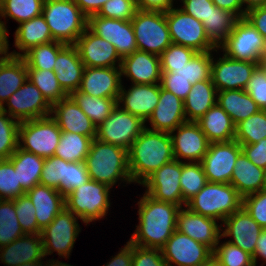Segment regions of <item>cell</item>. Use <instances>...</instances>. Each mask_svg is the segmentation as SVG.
<instances>
[{
  "label": "cell",
  "instance_id": "4dcf8cb0",
  "mask_svg": "<svg viewBox=\"0 0 266 266\" xmlns=\"http://www.w3.org/2000/svg\"><path fill=\"white\" fill-rule=\"evenodd\" d=\"M230 184L244 197L266 187L265 170L257 167L243 152L235 162Z\"/></svg>",
  "mask_w": 266,
  "mask_h": 266
},
{
  "label": "cell",
  "instance_id": "8992f818",
  "mask_svg": "<svg viewBox=\"0 0 266 266\" xmlns=\"http://www.w3.org/2000/svg\"><path fill=\"white\" fill-rule=\"evenodd\" d=\"M110 189L106 184L89 179L65 196V208L87 226L107 215L111 206Z\"/></svg>",
  "mask_w": 266,
  "mask_h": 266
},
{
  "label": "cell",
  "instance_id": "ee69618b",
  "mask_svg": "<svg viewBox=\"0 0 266 266\" xmlns=\"http://www.w3.org/2000/svg\"><path fill=\"white\" fill-rule=\"evenodd\" d=\"M266 138V110H260L235 125V140L240 145H251Z\"/></svg>",
  "mask_w": 266,
  "mask_h": 266
},
{
  "label": "cell",
  "instance_id": "4fadbf2b",
  "mask_svg": "<svg viewBox=\"0 0 266 266\" xmlns=\"http://www.w3.org/2000/svg\"><path fill=\"white\" fill-rule=\"evenodd\" d=\"M7 104V105H6ZM5 105L8 107L5 108ZM0 109L19 122L51 115V105L41 91L27 78Z\"/></svg>",
  "mask_w": 266,
  "mask_h": 266
},
{
  "label": "cell",
  "instance_id": "f1b7e54d",
  "mask_svg": "<svg viewBox=\"0 0 266 266\" xmlns=\"http://www.w3.org/2000/svg\"><path fill=\"white\" fill-rule=\"evenodd\" d=\"M35 207L38 226L43 229L65 208V196L57 189L42 184L25 192Z\"/></svg>",
  "mask_w": 266,
  "mask_h": 266
},
{
  "label": "cell",
  "instance_id": "2644e50d",
  "mask_svg": "<svg viewBox=\"0 0 266 266\" xmlns=\"http://www.w3.org/2000/svg\"><path fill=\"white\" fill-rule=\"evenodd\" d=\"M261 258L266 263V229H263L256 242L255 252L252 255L254 266L257 264V258ZM263 266V264L261 265Z\"/></svg>",
  "mask_w": 266,
  "mask_h": 266
},
{
  "label": "cell",
  "instance_id": "6125c7cd",
  "mask_svg": "<svg viewBox=\"0 0 266 266\" xmlns=\"http://www.w3.org/2000/svg\"><path fill=\"white\" fill-rule=\"evenodd\" d=\"M185 13L193 16L202 23L208 18L214 3L212 0H181Z\"/></svg>",
  "mask_w": 266,
  "mask_h": 266
},
{
  "label": "cell",
  "instance_id": "9f6ffc18",
  "mask_svg": "<svg viewBox=\"0 0 266 266\" xmlns=\"http://www.w3.org/2000/svg\"><path fill=\"white\" fill-rule=\"evenodd\" d=\"M242 206L263 229H266V187L244 196Z\"/></svg>",
  "mask_w": 266,
  "mask_h": 266
},
{
  "label": "cell",
  "instance_id": "7c38bea8",
  "mask_svg": "<svg viewBox=\"0 0 266 266\" xmlns=\"http://www.w3.org/2000/svg\"><path fill=\"white\" fill-rule=\"evenodd\" d=\"M77 220H79L78 217L64 208L48 226L41 230L45 257L56 251L60 257L69 258L81 231Z\"/></svg>",
  "mask_w": 266,
  "mask_h": 266
},
{
  "label": "cell",
  "instance_id": "9c48e42d",
  "mask_svg": "<svg viewBox=\"0 0 266 266\" xmlns=\"http://www.w3.org/2000/svg\"><path fill=\"white\" fill-rule=\"evenodd\" d=\"M165 16L173 44L189 47L196 52L219 50L209 40L201 21L174 7L166 11Z\"/></svg>",
  "mask_w": 266,
  "mask_h": 266
},
{
  "label": "cell",
  "instance_id": "d590c367",
  "mask_svg": "<svg viewBox=\"0 0 266 266\" xmlns=\"http://www.w3.org/2000/svg\"><path fill=\"white\" fill-rule=\"evenodd\" d=\"M217 103L235 125L261 110L245 90L217 91Z\"/></svg>",
  "mask_w": 266,
  "mask_h": 266
},
{
  "label": "cell",
  "instance_id": "e7e4bbea",
  "mask_svg": "<svg viewBox=\"0 0 266 266\" xmlns=\"http://www.w3.org/2000/svg\"><path fill=\"white\" fill-rule=\"evenodd\" d=\"M245 18L266 40V6L249 10Z\"/></svg>",
  "mask_w": 266,
  "mask_h": 266
},
{
  "label": "cell",
  "instance_id": "484cf974",
  "mask_svg": "<svg viewBox=\"0 0 266 266\" xmlns=\"http://www.w3.org/2000/svg\"><path fill=\"white\" fill-rule=\"evenodd\" d=\"M121 76L128 77L132 84H157L161 82L160 56L136 50L121 60Z\"/></svg>",
  "mask_w": 266,
  "mask_h": 266
},
{
  "label": "cell",
  "instance_id": "7402d4cb",
  "mask_svg": "<svg viewBox=\"0 0 266 266\" xmlns=\"http://www.w3.org/2000/svg\"><path fill=\"white\" fill-rule=\"evenodd\" d=\"M224 231L221 230V237H231L228 242L238 246L244 251L253 255L256 242L263 228L250 216L242 206L223 222Z\"/></svg>",
  "mask_w": 266,
  "mask_h": 266
},
{
  "label": "cell",
  "instance_id": "ac0fdd59",
  "mask_svg": "<svg viewBox=\"0 0 266 266\" xmlns=\"http://www.w3.org/2000/svg\"><path fill=\"white\" fill-rule=\"evenodd\" d=\"M164 260L169 266H200L213 251L206 245L175 230L161 249Z\"/></svg>",
  "mask_w": 266,
  "mask_h": 266
},
{
  "label": "cell",
  "instance_id": "03108f58",
  "mask_svg": "<svg viewBox=\"0 0 266 266\" xmlns=\"http://www.w3.org/2000/svg\"><path fill=\"white\" fill-rule=\"evenodd\" d=\"M120 250L110 262L103 266H132L133 244L128 241Z\"/></svg>",
  "mask_w": 266,
  "mask_h": 266
},
{
  "label": "cell",
  "instance_id": "ffe728a7",
  "mask_svg": "<svg viewBox=\"0 0 266 266\" xmlns=\"http://www.w3.org/2000/svg\"><path fill=\"white\" fill-rule=\"evenodd\" d=\"M74 45L85 67L121 66L122 58L114 45L94 34L88 27Z\"/></svg>",
  "mask_w": 266,
  "mask_h": 266
},
{
  "label": "cell",
  "instance_id": "11e5206c",
  "mask_svg": "<svg viewBox=\"0 0 266 266\" xmlns=\"http://www.w3.org/2000/svg\"><path fill=\"white\" fill-rule=\"evenodd\" d=\"M47 263V264H46ZM45 263V266H72L70 264H67V263H63L61 261H58V260H55V259H51V260H47Z\"/></svg>",
  "mask_w": 266,
  "mask_h": 266
},
{
  "label": "cell",
  "instance_id": "89a4df30",
  "mask_svg": "<svg viewBox=\"0 0 266 266\" xmlns=\"http://www.w3.org/2000/svg\"><path fill=\"white\" fill-rule=\"evenodd\" d=\"M81 9L83 14L89 18L91 15H97L102 6L109 0H73Z\"/></svg>",
  "mask_w": 266,
  "mask_h": 266
},
{
  "label": "cell",
  "instance_id": "f907efd6",
  "mask_svg": "<svg viewBox=\"0 0 266 266\" xmlns=\"http://www.w3.org/2000/svg\"><path fill=\"white\" fill-rule=\"evenodd\" d=\"M221 238H219L213 254L223 266H254L252 255L228 241L220 244Z\"/></svg>",
  "mask_w": 266,
  "mask_h": 266
},
{
  "label": "cell",
  "instance_id": "1f68e13d",
  "mask_svg": "<svg viewBox=\"0 0 266 266\" xmlns=\"http://www.w3.org/2000/svg\"><path fill=\"white\" fill-rule=\"evenodd\" d=\"M54 41L42 15L32 18L28 21L19 23V27L15 30L14 46L19 52H11L12 56H23L32 47L39 46ZM21 51V53H20Z\"/></svg>",
  "mask_w": 266,
  "mask_h": 266
},
{
  "label": "cell",
  "instance_id": "2e32d148",
  "mask_svg": "<svg viewBox=\"0 0 266 266\" xmlns=\"http://www.w3.org/2000/svg\"><path fill=\"white\" fill-rule=\"evenodd\" d=\"M87 27L97 36L113 44L121 58L138 50L131 21L91 15Z\"/></svg>",
  "mask_w": 266,
  "mask_h": 266
},
{
  "label": "cell",
  "instance_id": "e575fe53",
  "mask_svg": "<svg viewBox=\"0 0 266 266\" xmlns=\"http://www.w3.org/2000/svg\"><path fill=\"white\" fill-rule=\"evenodd\" d=\"M9 159L17 171L18 183L25 192L40 184L45 158L18 147Z\"/></svg>",
  "mask_w": 266,
  "mask_h": 266
},
{
  "label": "cell",
  "instance_id": "7dc6e473",
  "mask_svg": "<svg viewBox=\"0 0 266 266\" xmlns=\"http://www.w3.org/2000/svg\"><path fill=\"white\" fill-rule=\"evenodd\" d=\"M64 45L58 41L41 44L32 47L22 57L26 61L27 68L53 71L59 50Z\"/></svg>",
  "mask_w": 266,
  "mask_h": 266
},
{
  "label": "cell",
  "instance_id": "cb8c5ba5",
  "mask_svg": "<svg viewBox=\"0 0 266 266\" xmlns=\"http://www.w3.org/2000/svg\"><path fill=\"white\" fill-rule=\"evenodd\" d=\"M121 77L120 67H85L78 90L94 97L118 99Z\"/></svg>",
  "mask_w": 266,
  "mask_h": 266
},
{
  "label": "cell",
  "instance_id": "db71d44e",
  "mask_svg": "<svg viewBox=\"0 0 266 266\" xmlns=\"http://www.w3.org/2000/svg\"><path fill=\"white\" fill-rule=\"evenodd\" d=\"M137 10L135 0H109L102 6L97 15L131 21Z\"/></svg>",
  "mask_w": 266,
  "mask_h": 266
},
{
  "label": "cell",
  "instance_id": "277c9868",
  "mask_svg": "<svg viewBox=\"0 0 266 266\" xmlns=\"http://www.w3.org/2000/svg\"><path fill=\"white\" fill-rule=\"evenodd\" d=\"M42 16L53 40L64 44H75L88 24V18L73 0H45Z\"/></svg>",
  "mask_w": 266,
  "mask_h": 266
},
{
  "label": "cell",
  "instance_id": "94428289",
  "mask_svg": "<svg viewBox=\"0 0 266 266\" xmlns=\"http://www.w3.org/2000/svg\"><path fill=\"white\" fill-rule=\"evenodd\" d=\"M160 85L183 101L192 87L191 82L183 77H174V73H162Z\"/></svg>",
  "mask_w": 266,
  "mask_h": 266
},
{
  "label": "cell",
  "instance_id": "be15d7a7",
  "mask_svg": "<svg viewBox=\"0 0 266 266\" xmlns=\"http://www.w3.org/2000/svg\"><path fill=\"white\" fill-rule=\"evenodd\" d=\"M244 155L257 167L266 168V138L251 145H241Z\"/></svg>",
  "mask_w": 266,
  "mask_h": 266
},
{
  "label": "cell",
  "instance_id": "816d5d0a",
  "mask_svg": "<svg viewBox=\"0 0 266 266\" xmlns=\"http://www.w3.org/2000/svg\"><path fill=\"white\" fill-rule=\"evenodd\" d=\"M15 210L21 229L24 234H40L35 216V207L29 197L24 194L14 199Z\"/></svg>",
  "mask_w": 266,
  "mask_h": 266
},
{
  "label": "cell",
  "instance_id": "d6a6232c",
  "mask_svg": "<svg viewBox=\"0 0 266 266\" xmlns=\"http://www.w3.org/2000/svg\"><path fill=\"white\" fill-rule=\"evenodd\" d=\"M217 103V89L211 79L192 85L184 100V111L188 122H197Z\"/></svg>",
  "mask_w": 266,
  "mask_h": 266
},
{
  "label": "cell",
  "instance_id": "91938a15",
  "mask_svg": "<svg viewBox=\"0 0 266 266\" xmlns=\"http://www.w3.org/2000/svg\"><path fill=\"white\" fill-rule=\"evenodd\" d=\"M132 266H169L160 249L144 248L133 244Z\"/></svg>",
  "mask_w": 266,
  "mask_h": 266
},
{
  "label": "cell",
  "instance_id": "4316f807",
  "mask_svg": "<svg viewBox=\"0 0 266 266\" xmlns=\"http://www.w3.org/2000/svg\"><path fill=\"white\" fill-rule=\"evenodd\" d=\"M151 128L147 129L171 133L179 125L187 122L184 111V101L160 85V97L156 108L147 120Z\"/></svg>",
  "mask_w": 266,
  "mask_h": 266
},
{
  "label": "cell",
  "instance_id": "6da1fadb",
  "mask_svg": "<svg viewBox=\"0 0 266 266\" xmlns=\"http://www.w3.org/2000/svg\"><path fill=\"white\" fill-rule=\"evenodd\" d=\"M139 200V224L129 241L136 246L161 250L176 230L180 207L155 200L146 193Z\"/></svg>",
  "mask_w": 266,
  "mask_h": 266
},
{
  "label": "cell",
  "instance_id": "6f0895ef",
  "mask_svg": "<svg viewBox=\"0 0 266 266\" xmlns=\"http://www.w3.org/2000/svg\"><path fill=\"white\" fill-rule=\"evenodd\" d=\"M196 53L194 49L171 43L160 55L161 67H181Z\"/></svg>",
  "mask_w": 266,
  "mask_h": 266
},
{
  "label": "cell",
  "instance_id": "a7ac6f4b",
  "mask_svg": "<svg viewBox=\"0 0 266 266\" xmlns=\"http://www.w3.org/2000/svg\"><path fill=\"white\" fill-rule=\"evenodd\" d=\"M216 7L236 14L239 18H245L246 12L242 0H212Z\"/></svg>",
  "mask_w": 266,
  "mask_h": 266
},
{
  "label": "cell",
  "instance_id": "003e7915",
  "mask_svg": "<svg viewBox=\"0 0 266 266\" xmlns=\"http://www.w3.org/2000/svg\"><path fill=\"white\" fill-rule=\"evenodd\" d=\"M137 9L166 12L174 7L173 0H135Z\"/></svg>",
  "mask_w": 266,
  "mask_h": 266
},
{
  "label": "cell",
  "instance_id": "680465c9",
  "mask_svg": "<svg viewBox=\"0 0 266 266\" xmlns=\"http://www.w3.org/2000/svg\"><path fill=\"white\" fill-rule=\"evenodd\" d=\"M245 91L261 110H266V71L260 64L254 70Z\"/></svg>",
  "mask_w": 266,
  "mask_h": 266
},
{
  "label": "cell",
  "instance_id": "11a10c76",
  "mask_svg": "<svg viewBox=\"0 0 266 266\" xmlns=\"http://www.w3.org/2000/svg\"><path fill=\"white\" fill-rule=\"evenodd\" d=\"M67 162L57 156L45 158L40 184L58 189L61 180H64L65 164Z\"/></svg>",
  "mask_w": 266,
  "mask_h": 266
},
{
  "label": "cell",
  "instance_id": "603a6c76",
  "mask_svg": "<svg viewBox=\"0 0 266 266\" xmlns=\"http://www.w3.org/2000/svg\"><path fill=\"white\" fill-rule=\"evenodd\" d=\"M160 83L132 84L128 90L121 85L117 105L146 122L159 101Z\"/></svg>",
  "mask_w": 266,
  "mask_h": 266
},
{
  "label": "cell",
  "instance_id": "7bdbcfd3",
  "mask_svg": "<svg viewBox=\"0 0 266 266\" xmlns=\"http://www.w3.org/2000/svg\"><path fill=\"white\" fill-rule=\"evenodd\" d=\"M45 0H0V17L18 24L42 15Z\"/></svg>",
  "mask_w": 266,
  "mask_h": 266
},
{
  "label": "cell",
  "instance_id": "b9f144b4",
  "mask_svg": "<svg viewBox=\"0 0 266 266\" xmlns=\"http://www.w3.org/2000/svg\"><path fill=\"white\" fill-rule=\"evenodd\" d=\"M27 78L41 91L51 106L68 96L59 85L54 71L27 68Z\"/></svg>",
  "mask_w": 266,
  "mask_h": 266
},
{
  "label": "cell",
  "instance_id": "753ad0ef",
  "mask_svg": "<svg viewBox=\"0 0 266 266\" xmlns=\"http://www.w3.org/2000/svg\"><path fill=\"white\" fill-rule=\"evenodd\" d=\"M244 7V11L247 13L249 10L266 6V0H242Z\"/></svg>",
  "mask_w": 266,
  "mask_h": 266
},
{
  "label": "cell",
  "instance_id": "5bb4252c",
  "mask_svg": "<svg viewBox=\"0 0 266 266\" xmlns=\"http://www.w3.org/2000/svg\"><path fill=\"white\" fill-rule=\"evenodd\" d=\"M241 152V145L235 139L210 143L207 153L200 162L207 181L230 183L236 159Z\"/></svg>",
  "mask_w": 266,
  "mask_h": 266
},
{
  "label": "cell",
  "instance_id": "f546056e",
  "mask_svg": "<svg viewBox=\"0 0 266 266\" xmlns=\"http://www.w3.org/2000/svg\"><path fill=\"white\" fill-rule=\"evenodd\" d=\"M0 260L5 266H17L45 257L40 234H24L0 248Z\"/></svg>",
  "mask_w": 266,
  "mask_h": 266
},
{
  "label": "cell",
  "instance_id": "ba28073f",
  "mask_svg": "<svg viewBox=\"0 0 266 266\" xmlns=\"http://www.w3.org/2000/svg\"><path fill=\"white\" fill-rule=\"evenodd\" d=\"M61 134L51 116L25 120L20 122L18 147L43 158L51 157L55 155Z\"/></svg>",
  "mask_w": 266,
  "mask_h": 266
},
{
  "label": "cell",
  "instance_id": "83f0119b",
  "mask_svg": "<svg viewBox=\"0 0 266 266\" xmlns=\"http://www.w3.org/2000/svg\"><path fill=\"white\" fill-rule=\"evenodd\" d=\"M85 66L74 44H65L57 55L54 72L59 85L69 96L79 89Z\"/></svg>",
  "mask_w": 266,
  "mask_h": 266
},
{
  "label": "cell",
  "instance_id": "9a60e30c",
  "mask_svg": "<svg viewBox=\"0 0 266 266\" xmlns=\"http://www.w3.org/2000/svg\"><path fill=\"white\" fill-rule=\"evenodd\" d=\"M181 161L173 160L151 174L141 185L145 193L158 201L172 203L180 208L184 203L180 186Z\"/></svg>",
  "mask_w": 266,
  "mask_h": 266
},
{
  "label": "cell",
  "instance_id": "d6986e66",
  "mask_svg": "<svg viewBox=\"0 0 266 266\" xmlns=\"http://www.w3.org/2000/svg\"><path fill=\"white\" fill-rule=\"evenodd\" d=\"M170 136L175 160L183 162V158L189 162H201L208 151L210 142L197 122L187 121L179 125Z\"/></svg>",
  "mask_w": 266,
  "mask_h": 266
},
{
  "label": "cell",
  "instance_id": "34e18365",
  "mask_svg": "<svg viewBox=\"0 0 266 266\" xmlns=\"http://www.w3.org/2000/svg\"><path fill=\"white\" fill-rule=\"evenodd\" d=\"M200 266H223L222 263L218 260V258L212 254L205 262H203Z\"/></svg>",
  "mask_w": 266,
  "mask_h": 266
},
{
  "label": "cell",
  "instance_id": "bcb514c9",
  "mask_svg": "<svg viewBox=\"0 0 266 266\" xmlns=\"http://www.w3.org/2000/svg\"><path fill=\"white\" fill-rule=\"evenodd\" d=\"M24 235L20 227L14 199H0V248Z\"/></svg>",
  "mask_w": 266,
  "mask_h": 266
},
{
  "label": "cell",
  "instance_id": "60d3db41",
  "mask_svg": "<svg viewBox=\"0 0 266 266\" xmlns=\"http://www.w3.org/2000/svg\"><path fill=\"white\" fill-rule=\"evenodd\" d=\"M91 141L88 136L62 131L54 156L68 162H85Z\"/></svg>",
  "mask_w": 266,
  "mask_h": 266
},
{
  "label": "cell",
  "instance_id": "b9fcfbb0",
  "mask_svg": "<svg viewBox=\"0 0 266 266\" xmlns=\"http://www.w3.org/2000/svg\"><path fill=\"white\" fill-rule=\"evenodd\" d=\"M10 56L11 54H0V68Z\"/></svg>",
  "mask_w": 266,
  "mask_h": 266
},
{
  "label": "cell",
  "instance_id": "09005b40",
  "mask_svg": "<svg viewBox=\"0 0 266 266\" xmlns=\"http://www.w3.org/2000/svg\"><path fill=\"white\" fill-rule=\"evenodd\" d=\"M260 66L266 71V51L261 58Z\"/></svg>",
  "mask_w": 266,
  "mask_h": 266
},
{
  "label": "cell",
  "instance_id": "681fc988",
  "mask_svg": "<svg viewBox=\"0 0 266 266\" xmlns=\"http://www.w3.org/2000/svg\"><path fill=\"white\" fill-rule=\"evenodd\" d=\"M25 191L18 183L17 171L10 159L0 160V199L13 200L24 195Z\"/></svg>",
  "mask_w": 266,
  "mask_h": 266
},
{
  "label": "cell",
  "instance_id": "8fae6325",
  "mask_svg": "<svg viewBox=\"0 0 266 266\" xmlns=\"http://www.w3.org/2000/svg\"><path fill=\"white\" fill-rule=\"evenodd\" d=\"M145 128L142 119L116 105L111 114L97 127L96 139L129 151L132 143Z\"/></svg>",
  "mask_w": 266,
  "mask_h": 266
},
{
  "label": "cell",
  "instance_id": "f6af8a7d",
  "mask_svg": "<svg viewBox=\"0 0 266 266\" xmlns=\"http://www.w3.org/2000/svg\"><path fill=\"white\" fill-rule=\"evenodd\" d=\"M207 182L206 175L200 162H181L180 186L185 205Z\"/></svg>",
  "mask_w": 266,
  "mask_h": 266
},
{
  "label": "cell",
  "instance_id": "44dd1931",
  "mask_svg": "<svg viewBox=\"0 0 266 266\" xmlns=\"http://www.w3.org/2000/svg\"><path fill=\"white\" fill-rule=\"evenodd\" d=\"M184 207L185 209L181 207L178 210L176 230L214 251L221 237L223 225H218L214 218L194 213Z\"/></svg>",
  "mask_w": 266,
  "mask_h": 266
},
{
  "label": "cell",
  "instance_id": "8d00e7d4",
  "mask_svg": "<svg viewBox=\"0 0 266 266\" xmlns=\"http://www.w3.org/2000/svg\"><path fill=\"white\" fill-rule=\"evenodd\" d=\"M27 80V64L21 56H10L0 68V108Z\"/></svg>",
  "mask_w": 266,
  "mask_h": 266
},
{
  "label": "cell",
  "instance_id": "d4e9b609",
  "mask_svg": "<svg viewBox=\"0 0 266 266\" xmlns=\"http://www.w3.org/2000/svg\"><path fill=\"white\" fill-rule=\"evenodd\" d=\"M50 116L56 121L61 131L88 136L92 140L97 136V126L70 96L53 104Z\"/></svg>",
  "mask_w": 266,
  "mask_h": 266
},
{
  "label": "cell",
  "instance_id": "74e56055",
  "mask_svg": "<svg viewBox=\"0 0 266 266\" xmlns=\"http://www.w3.org/2000/svg\"><path fill=\"white\" fill-rule=\"evenodd\" d=\"M239 19L236 14L212 6L210 15L203 22L209 40L219 48L228 39Z\"/></svg>",
  "mask_w": 266,
  "mask_h": 266
},
{
  "label": "cell",
  "instance_id": "f35d334b",
  "mask_svg": "<svg viewBox=\"0 0 266 266\" xmlns=\"http://www.w3.org/2000/svg\"><path fill=\"white\" fill-rule=\"evenodd\" d=\"M212 51L197 52L192 59L181 67H161L162 73H174L194 85L198 81L211 79Z\"/></svg>",
  "mask_w": 266,
  "mask_h": 266
},
{
  "label": "cell",
  "instance_id": "8c879c8a",
  "mask_svg": "<svg viewBox=\"0 0 266 266\" xmlns=\"http://www.w3.org/2000/svg\"><path fill=\"white\" fill-rule=\"evenodd\" d=\"M6 21H1L0 18V54H11L9 51V41H8V29L6 28Z\"/></svg>",
  "mask_w": 266,
  "mask_h": 266
},
{
  "label": "cell",
  "instance_id": "7a4b0ae2",
  "mask_svg": "<svg viewBox=\"0 0 266 266\" xmlns=\"http://www.w3.org/2000/svg\"><path fill=\"white\" fill-rule=\"evenodd\" d=\"M131 180L140 185L156 170L174 160L170 133L145 128L128 151Z\"/></svg>",
  "mask_w": 266,
  "mask_h": 266
},
{
  "label": "cell",
  "instance_id": "ab89813d",
  "mask_svg": "<svg viewBox=\"0 0 266 266\" xmlns=\"http://www.w3.org/2000/svg\"><path fill=\"white\" fill-rule=\"evenodd\" d=\"M81 110L98 127L117 105V99L94 97L79 90L69 95Z\"/></svg>",
  "mask_w": 266,
  "mask_h": 266
},
{
  "label": "cell",
  "instance_id": "5b68a950",
  "mask_svg": "<svg viewBox=\"0 0 266 266\" xmlns=\"http://www.w3.org/2000/svg\"><path fill=\"white\" fill-rule=\"evenodd\" d=\"M242 204L243 197L230 183L207 182L185 206L194 213L223 222Z\"/></svg>",
  "mask_w": 266,
  "mask_h": 266
},
{
  "label": "cell",
  "instance_id": "e0dca14e",
  "mask_svg": "<svg viewBox=\"0 0 266 266\" xmlns=\"http://www.w3.org/2000/svg\"><path fill=\"white\" fill-rule=\"evenodd\" d=\"M260 62L232 59L225 54L214 60L212 54L211 80L217 91L245 90L248 81Z\"/></svg>",
  "mask_w": 266,
  "mask_h": 266
},
{
  "label": "cell",
  "instance_id": "30bf717a",
  "mask_svg": "<svg viewBox=\"0 0 266 266\" xmlns=\"http://www.w3.org/2000/svg\"><path fill=\"white\" fill-rule=\"evenodd\" d=\"M219 49L232 59L260 62L266 51V40L246 18H240Z\"/></svg>",
  "mask_w": 266,
  "mask_h": 266
},
{
  "label": "cell",
  "instance_id": "52a82bcc",
  "mask_svg": "<svg viewBox=\"0 0 266 266\" xmlns=\"http://www.w3.org/2000/svg\"><path fill=\"white\" fill-rule=\"evenodd\" d=\"M138 50L160 56L172 43L165 12L137 10L131 20Z\"/></svg>",
  "mask_w": 266,
  "mask_h": 266
},
{
  "label": "cell",
  "instance_id": "3957f363",
  "mask_svg": "<svg viewBox=\"0 0 266 266\" xmlns=\"http://www.w3.org/2000/svg\"><path fill=\"white\" fill-rule=\"evenodd\" d=\"M85 164L91 180L113 188L118 180L132 183L128 150L94 138L91 141Z\"/></svg>",
  "mask_w": 266,
  "mask_h": 266
},
{
  "label": "cell",
  "instance_id": "836d02e7",
  "mask_svg": "<svg viewBox=\"0 0 266 266\" xmlns=\"http://www.w3.org/2000/svg\"><path fill=\"white\" fill-rule=\"evenodd\" d=\"M197 123L210 143L235 139V124L218 103L212 106Z\"/></svg>",
  "mask_w": 266,
  "mask_h": 266
},
{
  "label": "cell",
  "instance_id": "f5cc1de1",
  "mask_svg": "<svg viewBox=\"0 0 266 266\" xmlns=\"http://www.w3.org/2000/svg\"><path fill=\"white\" fill-rule=\"evenodd\" d=\"M89 179L85 162H67L65 164L64 180H61L57 190L66 196Z\"/></svg>",
  "mask_w": 266,
  "mask_h": 266
},
{
  "label": "cell",
  "instance_id": "c3c4849f",
  "mask_svg": "<svg viewBox=\"0 0 266 266\" xmlns=\"http://www.w3.org/2000/svg\"><path fill=\"white\" fill-rule=\"evenodd\" d=\"M20 122L0 109V160L9 157L18 148Z\"/></svg>",
  "mask_w": 266,
  "mask_h": 266
},
{
  "label": "cell",
  "instance_id": "2a66077c",
  "mask_svg": "<svg viewBox=\"0 0 266 266\" xmlns=\"http://www.w3.org/2000/svg\"><path fill=\"white\" fill-rule=\"evenodd\" d=\"M17 266H45V263H43L42 259L38 261H33L29 263H22Z\"/></svg>",
  "mask_w": 266,
  "mask_h": 266
}]
</instances>
